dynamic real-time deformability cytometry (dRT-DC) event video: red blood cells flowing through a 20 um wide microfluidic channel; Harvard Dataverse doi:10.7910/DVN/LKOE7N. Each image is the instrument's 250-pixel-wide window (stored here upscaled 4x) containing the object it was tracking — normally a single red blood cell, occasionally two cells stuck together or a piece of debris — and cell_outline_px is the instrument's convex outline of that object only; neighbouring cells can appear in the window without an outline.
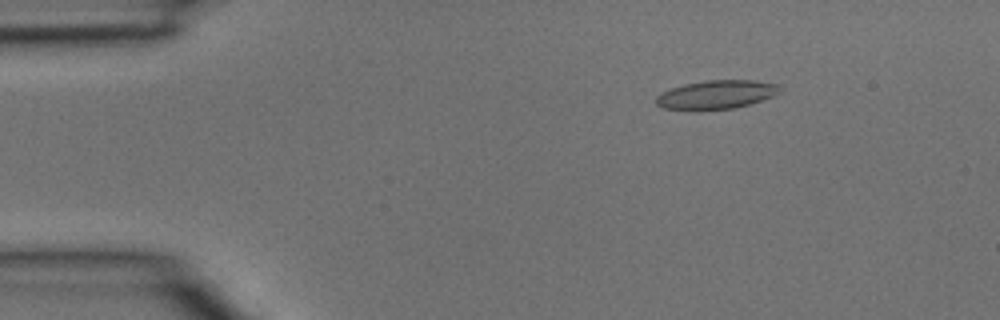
{"species": "common noctule bat (a hibernating species)", "species_latin": "Nyctalus noctula", "temperature_condition": "room temperature", "stored_images_in_passage": 39, "camera_frame_rate_fps": 3000, "um_per_image_px": 0.085, "animal": {"sex": "male", "body_mass_g": 15.6}, "frame": {"image": 1, "passage_image": 6, "time_ms": 1.667, "image_size_px": [1000, 320], "cell_outline_px": [[780, 92], [772, 96], [748, 104], [732, 108], [660, 108], [656, 104], [656, 96], [660, 92], [684, 84], [704, 80], [752, 80], [780, 84]], "centroid_in_image_um": [60.89, 8.0], "position_along_channel_um": 24.1, "area_um2": 20.11}}
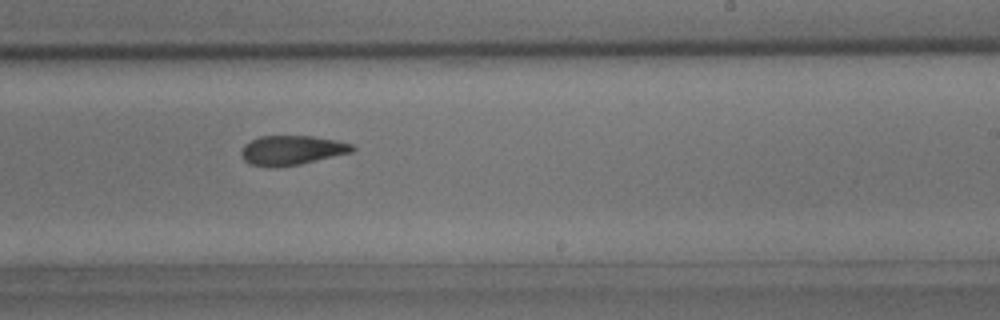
{"frame": {"image": 2, "passage_image": 24, "time_ms": 7.667, "image_size_px": [1000, 320], "cell_outline_px": [[356, 148], [352, 152], [300, 164], [276, 168], [268, 168], [248, 164], [240, 156], [240, 152], [244, 144], [260, 136], [312, 136], [336, 140], [352, 144]], "centroid_in_image_um": [24.75, 12.78], "position_along_channel_um": 264.2, "area_um2": 19.31}}
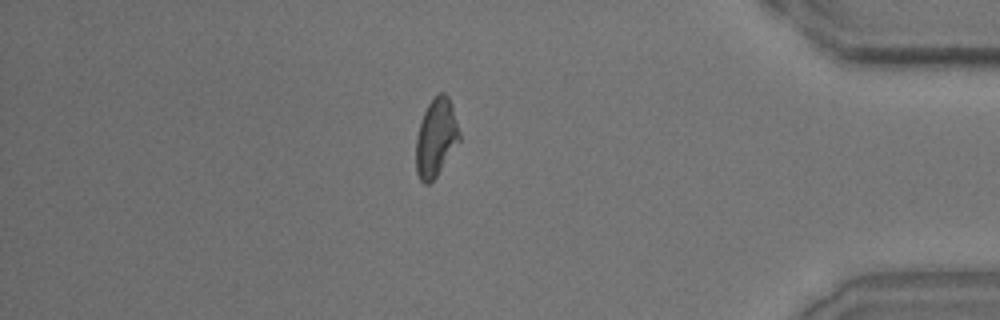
{"frame": {"image": 3, "passage_image": 34, "time_ms": 11.0, "image_size_px": [1000, 320], "cell_outline_px": [[460, 140], [436, 176], [428, 184], [424, 184], [420, 180], [416, 172], [416, 136], [424, 112], [428, 104], [440, 92], [444, 92], [448, 96], [460, 132]], "centroid_in_image_um": [37.05, 11.71], "position_along_channel_um": 398.2, "area_um2": 19.42}}